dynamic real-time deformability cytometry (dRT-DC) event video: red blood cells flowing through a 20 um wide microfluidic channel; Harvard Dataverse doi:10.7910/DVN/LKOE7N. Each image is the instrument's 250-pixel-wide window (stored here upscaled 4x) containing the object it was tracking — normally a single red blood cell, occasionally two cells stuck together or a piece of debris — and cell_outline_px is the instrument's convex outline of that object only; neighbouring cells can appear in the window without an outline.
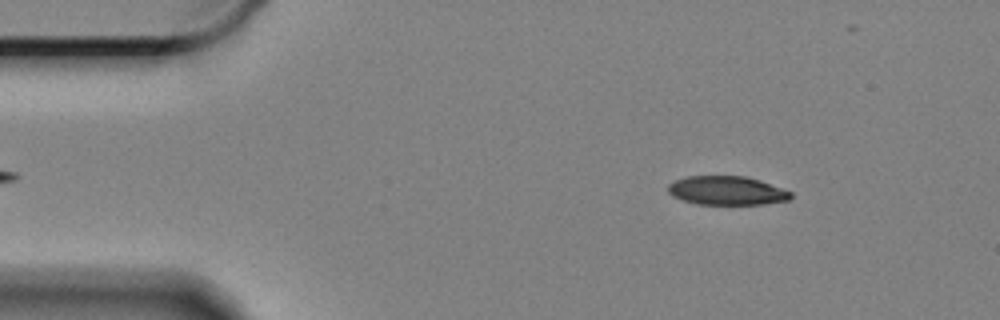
{"species": "Egyptian fruit bat (a non-hibernating species)", "species_latin": "Rousettus aegyptiacus", "temperature_condition": "cold", "stored_images_in_passage": 58, "camera_frame_rate_fps": 3000, "um_per_image_px": 0.085, "animal": {"sex": "female"}, "frame": {"image": 1, "passage_image": 6, "time_ms": 1.667, "image_size_px": [1000, 320], "cell_outline_px": [[792, 196], [788, 200], [760, 204], [700, 204], [684, 200], [668, 192], [668, 184], [676, 180], [688, 176], [748, 176], [760, 180], [792, 192]], "centroid_in_image_um": [61.8, 16.19], "position_along_channel_um": 23.2, "area_um2": 20.35}}
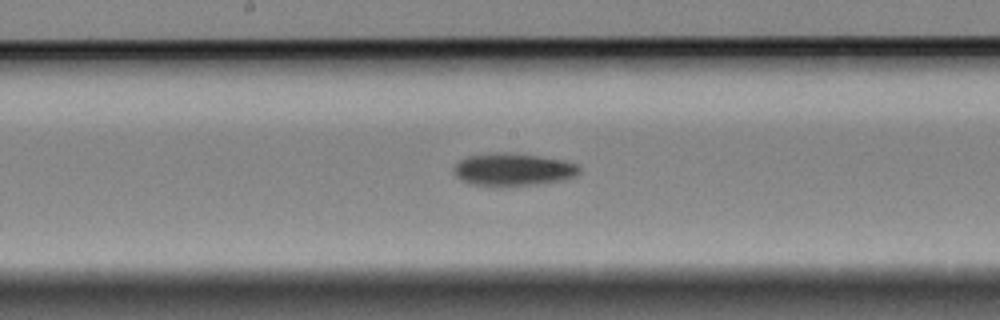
{"frame": {"image": 2, "passage_image": 28, "time_ms": 9.0, "image_size_px": [1000, 320], "cell_outline_px": [[580, 172], [576, 176], [568, 180], [500, 188], [496, 188], [472, 184], [460, 180], [456, 176], [452, 168], [464, 156], [492, 152], [508, 152], [536, 156], [560, 160], [576, 164], [580, 168]], "centroid_in_image_um": [43.56, 14.43], "position_along_channel_um": 204.6, "area_um2": 24.45}}
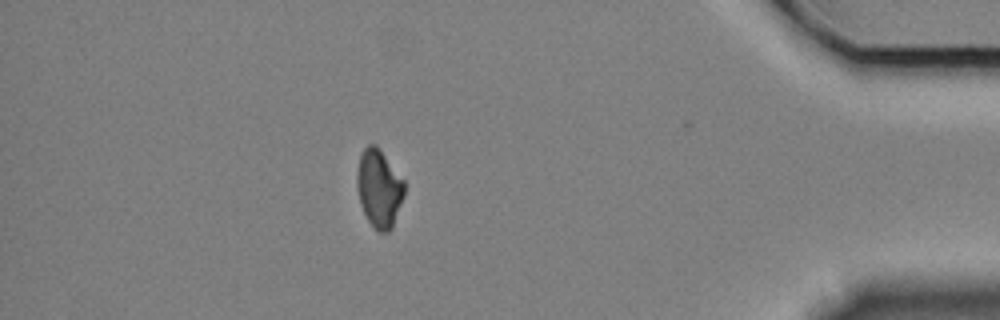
{"frame": {"image": 3, "passage_image": 50, "time_ms": 16.333, "image_size_px": [1000, 320], "cell_outline_px": [[404, 196], [392, 228], [388, 232], [380, 232], [368, 220], [360, 204], [356, 184], [356, 172], [360, 152], [368, 144], [376, 144], [404, 180]], "centroid_in_image_um": [32.2, 15.98], "position_along_channel_um": 403.0, "area_um2": 21.56}, "authors_computed_cell_mechanics": {"area_um2": 22.8599, "velocity_mm_per_s": 3.323, "shape_relaxation_time_tau1_ms": 4.7486, "shape_relaxation_time_tau2_ms": null, "deformation_change_tau1": 0.114, "deformation_change_tau2": null}}